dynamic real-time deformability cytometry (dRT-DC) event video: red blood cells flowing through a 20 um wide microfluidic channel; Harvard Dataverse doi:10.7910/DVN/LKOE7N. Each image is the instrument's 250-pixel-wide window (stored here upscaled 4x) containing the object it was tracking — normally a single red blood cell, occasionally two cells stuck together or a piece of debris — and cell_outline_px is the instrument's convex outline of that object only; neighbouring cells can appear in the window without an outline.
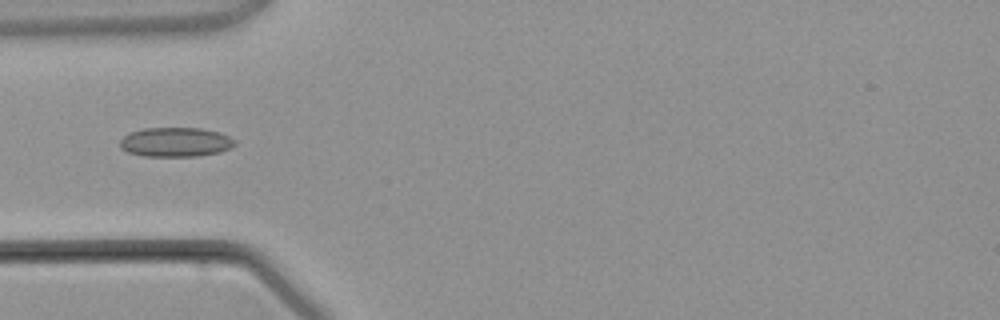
{"species": "common noctule bat (a hibernating species)", "species_latin": "Nyctalus noctula", "temperature_condition": "warm", "stored_images_in_passage": 3, "camera_frame_rate_fps": 3000, "um_per_image_px": 0.085, "animal": {"sex": "male", "body_mass_g": 21.5, "forearm_length_mm": 52.0}, "frame": {"image": 1, "passage_image": 3, "time_ms": 2.333, "image_size_px": [1000, 320], "cell_outline_px": [[236, 144], [232, 148], [220, 152], [200, 156], [144, 156], [128, 152], [120, 148], [120, 140], [124, 136], [132, 132], [144, 128], [200, 128], [220, 132], [236, 140]], "centroid_in_image_um": [14.96, 12.08], "position_along_channel_um": 70.0, "area_um2": 19.77}}